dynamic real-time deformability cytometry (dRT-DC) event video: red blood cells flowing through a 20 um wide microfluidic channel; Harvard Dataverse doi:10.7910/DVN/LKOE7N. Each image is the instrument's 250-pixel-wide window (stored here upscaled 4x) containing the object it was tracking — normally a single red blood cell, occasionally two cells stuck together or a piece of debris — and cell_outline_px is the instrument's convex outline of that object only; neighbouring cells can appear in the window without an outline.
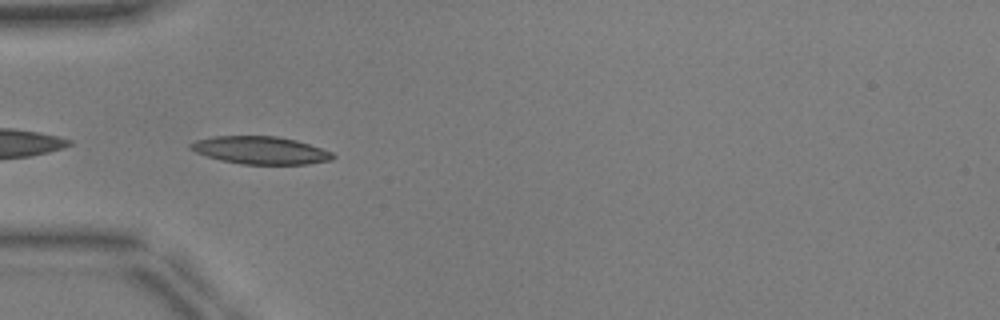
{"species": "common noctule bat (a hibernating species)", "species_latin": "Nyctalus noctula", "temperature_condition": "warm", "stored_images_in_passage": 36, "camera_frame_rate_fps": 3000, "um_per_image_px": 0.085, "animal": {"sex": "male", "body_mass_g": 17.9, "forearm_length_mm": 54.2}, "frame": {"image": 1, "passage_image": 1, "time_ms": 0.0, "image_size_px": [1000, 320], "cell_outline_px": [[336, 156], [332, 160], [308, 164], [240, 164], [220, 160], [196, 152], [188, 148], [188, 144], [196, 140], [212, 136], [276, 136], [296, 140], [332, 152]], "centroid_in_image_um": [22.12, 12.77], "position_along_channel_um": 62.9, "area_um2": 22.95}}
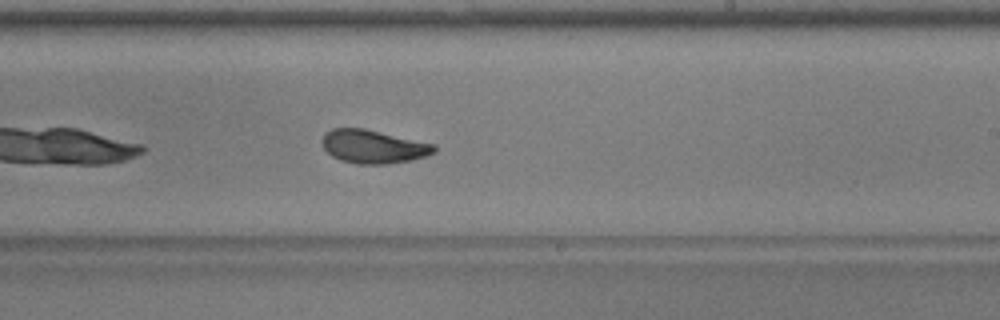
{"frame": {"image": 2, "passage_image": 16, "time_ms": 5.0, "image_size_px": [1000, 320], "cell_outline_px": [[436, 152], [412, 160], [388, 164], [356, 164], [340, 160], [332, 156], [324, 148], [320, 140], [332, 128], [364, 128], [436, 144]], "centroid_in_image_um": [31.74, 12.46], "position_along_channel_um": 257.3, "area_um2": 21.91}, "authors_computed_cell_mechanics": {"area_um2": 22.1952, "velocity_mm_per_s": 3.9344, "shape_relaxation_time_tau1_ms": 2.9276, "shape_relaxation_time_tau2_ms": 1.0908, "deformation_change_tau1": 0.1293, "deformation_change_tau2": 0.0604}}